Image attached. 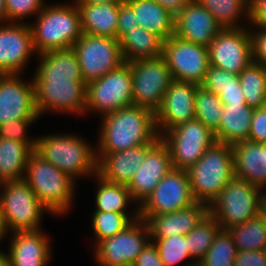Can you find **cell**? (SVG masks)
<instances>
[{
  "label": "cell",
  "instance_id": "1",
  "mask_svg": "<svg viewBox=\"0 0 266 266\" xmlns=\"http://www.w3.org/2000/svg\"><path fill=\"white\" fill-rule=\"evenodd\" d=\"M39 57L32 79L39 116L48 110L85 113L87 84L73 48L45 51Z\"/></svg>",
  "mask_w": 266,
  "mask_h": 266
},
{
  "label": "cell",
  "instance_id": "2",
  "mask_svg": "<svg viewBox=\"0 0 266 266\" xmlns=\"http://www.w3.org/2000/svg\"><path fill=\"white\" fill-rule=\"evenodd\" d=\"M96 158L143 144H155L160 136L155 126V113L132 105L103 115ZM99 154V155H98Z\"/></svg>",
  "mask_w": 266,
  "mask_h": 266
},
{
  "label": "cell",
  "instance_id": "3",
  "mask_svg": "<svg viewBox=\"0 0 266 266\" xmlns=\"http://www.w3.org/2000/svg\"><path fill=\"white\" fill-rule=\"evenodd\" d=\"M30 24L35 52L69 49L82 36L80 12L74 5L44 6Z\"/></svg>",
  "mask_w": 266,
  "mask_h": 266
},
{
  "label": "cell",
  "instance_id": "4",
  "mask_svg": "<svg viewBox=\"0 0 266 266\" xmlns=\"http://www.w3.org/2000/svg\"><path fill=\"white\" fill-rule=\"evenodd\" d=\"M24 180L51 214H63L71 207L75 182L35 150L29 155Z\"/></svg>",
  "mask_w": 266,
  "mask_h": 266
},
{
  "label": "cell",
  "instance_id": "5",
  "mask_svg": "<svg viewBox=\"0 0 266 266\" xmlns=\"http://www.w3.org/2000/svg\"><path fill=\"white\" fill-rule=\"evenodd\" d=\"M187 174L195 201L209 206L234 176L232 145L215 142Z\"/></svg>",
  "mask_w": 266,
  "mask_h": 266
},
{
  "label": "cell",
  "instance_id": "6",
  "mask_svg": "<svg viewBox=\"0 0 266 266\" xmlns=\"http://www.w3.org/2000/svg\"><path fill=\"white\" fill-rule=\"evenodd\" d=\"M35 151L73 180L98 173L97 150L75 135L38 137Z\"/></svg>",
  "mask_w": 266,
  "mask_h": 266
},
{
  "label": "cell",
  "instance_id": "7",
  "mask_svg": "<svg viewBox=\"0 0 266 266\" xmlns=\"http://www.w3.org/2000/svg\"><path fill=\"white\" fill-rule=\"evenodd\" d=\"M262 189L235 176L208 206L209 214L224 230L259 215Z\"/></svg>",
  "mask_w": 266,
  "mask_h": 266
},
{
  "label": "cell",
  "instance_id": "8",
  "mask_svg": "<svg viewBox=\"0 0 266 266\" xmlns=\"http://www.w3.org/2000/svg\"><path fill=\"white\" fill-rule=\"evenodd\" d=\"M0 208L7 230L26 232L40 230L42 213L47 209L24 179L0 183ZM44 210V211H43Z\"/></svg>",
  "mask_w": 266,
  "mask_h": 266
},
{
  "label": "cell",
  "instance_id": "9",
  "mask_svg": "<svg viewBox=\"0 0 266 266\" xmlns=\"http://www.w3.org/2000/svg\"><path fill=\"white\" fill-rule=\"evenodd\" d=\"M161 140L168 146L172 167L188 170L215 142L214 133L196 118L164 132Z\"/></svg>",
  "mask_w": 266,
  "mask_h": 266
},
{
  "label": "cell",
  "instance_id": "10",
  "mask_svg": "<svg viewBox=\"0 0 266 266\" xmlns=\"http://www.w3.org/2000/svg\"><path fill=\"white\" fill-rule=\"evenodd\" d=\"M133 105L132 72L128 62L87 84L86 110L103 115Z\"/></svg>",
  "mask_w": 266,
  "mask_h": 266
},
{
  "label": "cell",
  "instance_id": "11",
  "mask_svg": "<svg viewBox=\"0 0 266 266\" xmlns=\"http://www.w3.org/2000/svg\"><path fill=\"white\" fill-rule=\"evenodd\" d=\"M128 63L132 72L133 105L151 109L155 113L174 80L170 68L162 56Z\"/></svg>",
  "mask_w": 266,
  "mask_h": 266
},
{
  "label": "cell",
  "instance_id": "12",
  "mask_svg": "<svg viewBox=\"0 0 266 266\" xmlns=\"http://www.w3.org/2000/svg\"><path fill=\"white\" fill-rule=\"evenodd\" d=\"M72 48L86 84L125 63L119 40L111 37L83 33Z\"/></svg>",
  "mask_w": 266,
  "mask_h": 266
},
{
  "label": "cell",
  "instance_id": "13",
  "mask_svg": "<svg viewBox=\"0 0 266 266\" xmlns=\"http://www.w3.org/2000/svg\"><path fill=\"white\" fill-rule=\"evenodd\" d=\"M162 57L173 79L200 85L208 67V47L183 40L176 35L163 42Z\"/></svg>",
  "mask_w": 266,
  "mask_h": 266
},
{
  "label": "cell",
  "instance_id": "14",
  "mask_svg": "<svg viewBox=\"0 0 266 266\" xmlns=\"http://www.w3.org/2000/svg\"><path fill=\"white\" fill-rule=\"evenodd\" d=\"M149 239L145 220L138 218L117 235L98 242L96 262L100 266H132Z\"/></svg>",
  "mask_w": 266,
  "mask_h": 266
},
{
  "label": "cell",
  "instance_id": "15",
  "mask_svg": "<svg viewBox=\"0 0 266 266\" xmlns=\"http://www.w3.org/2000/svg\"><path fill=\"white\" fill-rule=\"evenodd\" d=\"M195 202L187 170L173 168L160 180L137 210L139 218L145 220L149 215L172 213Z\"/></svg>",
  "mask_w": 266,
  "mask_h": 266
},
{
  "label": "cell",
  "instance_id": "16",
  "mask_svg": "<svg viewBox=\"0 0 266 266\" xmlns=\"http://www.w3.org/2000/svg\"><path fill=\"white\" fill-rule=\"evenodd\" d=\"M210 65L239 75L253 62L251 32L223 28L208 46Z\"/></svg>",
  "mask_w": 266,
  "mask_h": 266
},
{
  "label": "cell",
  "instance_id": "17",
  "mask_svg": "<svg viewBox=\"0 0 266 266\" xmlns=\"http://www.w3.org/2000/svg\"><path fill=\"white\" fill-rule=\"evenodd\" d=\"M199 86L176 80L170 83L160 107L155 112V126L159 136L195 119V93Z\"/></svg>",
  "mask_w": 266,
  "mask_h": 266
},
{
  "label": "cell",
  "instance_id": "18",
  "mask_svg": "<svg viewBox=\"0 0 266 266\" xmlns=\"http://www.w3.org/2000/svg\"><path fill=\"white\" fill-rule=\"evenodd\" d=\"M32 52L35 50L28 23L0 24V75L21 74Z\"/></svg>",
  "mask_w": 266,
  "mask_h": 266
},
{
  "label": "cell",
  "instance_id": "19",
  "mask_svg": "<svg viewBox=\"0 0 266 266\" xmlns=\"http://www.w3.org/2000/svg\"><path fill=\"white\" fill-rule=\"evenodd\" d=\"M25 82L18 74L0 75V126L6 121L39 118L33 81Z\"/></svg>",
  "mask_w": 266,
  "mask_h": 266
},
{
  "label": "cell",
  "instance_id": "20",
  "mask_svg": "<svg viewBox=\"0 0 266 266\" xmlns=\"http://www.w3.org/2000/svg\"><path fill=\"white\" fill-rule=\"evenodd\" d=\"M172 161L168 146L161 138L147 151L142 166L135 172L127 185L134 201L139 206L146 201L160 180L171 170Z\"/></svg>",
  "mask_w": 266,
  "mask_h": 266
},
{
  "label": "cell",
  "instance_id": "21",
  "mask_svg": "<svg viewBox=\"0 0 266 266\" xmlns=\"http://www.w3.org/2000/svg\"><path fill=\"white\" fill-rule=\"evenodd\" d=\"M223 27L197 0H190L175 16L174 35L208 47Z\"/></svg>",
  "mask_w": 266,
  "mask_h": 266
},
{
  "label": "cell",
  "instance_id": "22",
  "mask_svg": "<svg viewBox=\"0 0 266 266\" xmlns=\"http://www.w3.org/2000/svg\"><path fill=\"white\" fill-rule=\"evenodd\" d=\"M9 253L3 254L4 266H46L50 259L49 239L41 230L14 232Z\"/></svg>",
  "mask_w": 266,
  "mask_h": 266
},
{
  "label": "cell",
  "instance_id": "23",
  "mask_svg": "<svg viewBox=\"0 0 266 266\" xmlns=\"http://www.w3.org/2000/svg\"><path fill=\"white\" fill-rule=\"evenodd\" d=\"M208 205L200 202L178 211L160 215H149L145 222L151 239L188 235L208 214Z\"/></svg>",
  "mask_w": 266,
  "mask_h": 266
},
{
  "label": "cell",
  "instance_id": "24",
  "mask_svg": "<svg viewBox=\"0 0 266 266\" xmlns=\"http://www.w3.org/2000/svg\"><path fill=\"white\" fill-rule=\"evenodd\" d=\"M234 176L262 189L266 187V143L250 140L232 144Z\"/></svg>",
  "mask_w": 266,
  "mask_h": 266
},
{
  "label": "cell",
  "instance_id": "25",
  "mask_svg": "<svg viewBox=\"0 0 266 266\" xmlns=\"http://www.w3.org/2000/svg\"><path fill=\"white\" fill-rule=\"evenodd\" d=\"M154 144H143L123 151L107 153L98 162V174L111 183L128 185L142 166L147 151Z\"/></svg>",
  "mask_w": 266,
  "mask_h": 266
},
{
  "label": "cell",
  "instance_id": "26",
  "mask_svg": "<svg viewBox=\"0 0 266 266\" xmlns=\"http://www.w3.org/2000/svg\"><path fill=\"white\" fill-rule=\"evenodd\" d=\"M119 4L120 2L76 4L80 12L82 32L117 39Z\"/></svg>",
  "mask_w": 266,
  "mask_h": 266
},
{
  "label": "cell",
  "instance_id": "27",
  "mask_svg": "<svg viewBox=\"0 0 266 266\" xmlns=\"http://www.w3.org/2000/svg\"><path fill=\"white\" fill-rule=\"evenodd\" d=\"M253 111L247 103H223L219 128L214 132L216 142L232 145L249 140Z\"/></svg>",
  "mask_w": 266,
  "mask_h": 266
},
{
  "label": "cell",
  "instance_id": "28",
  "mask_svg": "<svg viewBox=\"0 0 266 266\" xmlns=\"http://www.w3.org/2000/svg\"><path fill=\"white\" fill-rule=\"evenodd\" d=\"M133 9L139 27L154 33L163 41L174 35L175 16L154 0H125Z\"/></svg>",
  "mask_w": 266,
  "mask_h": 266
},
{
  "label": "cell",
  "instance_id": "29",
  "mask_svg": "<svg viewBox=\"0 0 266 266\" xmlns=\"http://www.w3.org/2000/svg\"><path fill=\"white\" fill-rule=\"evenodd\" d=\"M118 40L125 62L162 56L164 41L139 26L123 34Z\"/></svg>",
  "mask_w": 266,
  "mask_h": 266
},
{
  "label": "cell",
  "instance_id": "30",
  "mask_svg": "<svg viewBox=\"0 0 266 266\" xmlns=\"http://www.w3.org/2000/svg\"><path fill=\"white\" fill-rule=\"evenodd\" d=\"M33 151L26 142L0 138V183L24 179Z\"/></svg>",
  "mask_w": 266,
  "mask_h": 266
},
{
  "label": "cell",
  "instance_id": "31",
  "mask_svg": "<svg viewBox=\"0 0 266 266\" xmlns=\"http://www.w3.org/2000/svg\"><path fill=\"white\" fill-rule=\"evenodd\" d=\"M237 251L264 250L266 247V222L260 215L227 229Z\"/></svg>",
  "mask_w": 266,
  "mask_h": 266
},
{
  "label": "cell",
  "instance_id": "32",
  "mask_svg": "<svg viewBox=\"0 0 266 266\" xmlns=\"http://www.w3.org/2000/svg\"><path fill=\"white\" fill-rule=\"evenodd\" d=\"M98 183V190L96 194L95 211L100 212H115L127 215L126 205L133 201L127 185L111 183L101 177L98 173L94 175Z\"/></svg>",
  "mask_w": 266,
  "mask_h": 266
},
{
  "label": "cell",
  "instance_id": "33",
  "mask_svg": "<svg viewBox=\"0 0 266 266\" xmlns=\"http://www.w3.org/2000/svg\"><path fill=\"white\" fill-rule=\"evenodd\" d=\"M240 86L249 107L266 106L265 67L252 62L240 74Z\"/></svg>",
  "mask_w": 266,
  "mask_h": 266
},
{
  "label": "cell",
  "instance_id": "34",
  "mask_svg": "<svg viewBox=\"0 0 266 266\" xmlns=\"http://www.w3.org/2000/svg\"><path fill=\"white\" fill-rule=\"evenodd\" d=\"M222 228L209 213L188 234V251L190 256L199 263L209 251L214 238ZM197 259V260H196Z\"/></svg>",
  "mask_w": 266,
  "mask_h": 266
},
{
  "label": "cell",
  "instance_id": "35",
  "mask_svg": "<svg viewBox=\"0 0 266 266\" xmlns=\"http://www.w3.org/2000/svg\"><path fill=\"white\" fill-rule=\"evenodd\" d=\"M197 1L213 15L223 28H241L237 24L238 18L243 14L248 16V0Z\"/></svg>",
  "mask_w": 266,
  "mask_h": 266
},
{
  "label": "cell",
  "instance_id": "36",
  "mask_svg": "<svg viewBox=\"0 0 266 266\" xmlns=\"http://www.w3.org/2000/svg\"><path fill=\"white\" fill-rule=\"evenodd\" d=\"M195 118L213 133L219 128L223 103L219 96L199 86L195 93Z\"/></svg>",
  "mask_w": 266,
  "mask_h": 266
},
{
  "label": "cell",
  "instance_id": "37",
  "mask_svg": "<svg viewBox=\"0 0 266 266\" xmlns=\"http://www.w3.org/2000/svg\"><path fill=\"white\" fill-rule=\"evenodd\" d=\"M134 214L133 218H130L129 214L95 211L92 217V226L96 242L113 237L123 231L129 224L139 218V211L136 210Z\"/></svg>",
  "mask_w": 266,
  "mask_h": 266
},
{
  "label": "cell",
  "instance_id": "38",
  "mask_svg": "<svg viewBox=\"0 0 266 266\" xmlns=\"http://www.w3.org/2000/svg\"><path fill=\"white\" fill-rule=\"evenodd\" d=\"M237 248L228 230L221 229L209 251L198 263L200 266H234Z\"/></svg>",
  "mask_w": 266,
  "mask_h": 266
},
{
  "label": "cell",
  "instance_id": "39",
  "mask_svg": "<svg viewBox=\"0 0 266 266\" xmlns=\"http://www.w3.org/2000/svg\"><path fill=\"white\" fill-rule=\"evenodd\" d=\"M164 266H177L184 259H190L188 251V235H173L167 238L152 239ZM189 264V265H188ZM197 263H187L181 266H194Z\"/></svg>",
  "mask_w": 266,
  "mask_h": 266
},
{
  "label": "cell",
  "instance_id": "40",
  "mask_svg": "<svg viewBox=\"0 0 266 266\" xmlns=\"http://www.w3.org/2000/svg\"><path fill=\"white\" fill-rule=\"evenodd\" d=\"M235 84H240L239 75L210 65L200 86L209 92L219 95L224 87Z\"/></svg>",
  "mask_w": 266,
  "mask_h": 266
},
{
  "label": "cell",
  "instance_id": "41",
  "mask_svg": "<svg viewBox=\"0 0 266 266\" xmlns=\"http://www.w3.org/2000/svg\"><path fill=\"white\" fill-rule=\"evenodd\" d=\"M44 7L43 0H5L8 22H15L30 16L38 15Z\"/></svg>",
  "mask_w": 266,
  "mask_h": 266
},
{
  "label": "cell",
  "instance_id": "42",
  "mask_svg": "<svg viewBox=\"0 0 266 266\" xmlns=\"http://www.w3.org/2000/svg\"><path fill=\"white\" fill-rule=\"evenodd\" d=\"M36 119H18L6 121L0 126V138L26 142L33 150L36 147V139H28L26 129Z\"/></svg>",
  "mask_w": 266,
  "mask_h": 266
},
{
  "label": "cell",
  "instance_id": "43",
  "mask_svg": "<svg viewBox=\"0 0 266 266\" xmlns=\"http://www.w3.org/2000/svg\"><path fill=\"white\" fill-rule=\"evenodd\" d=\"M249 140L261 144L266 143V106L254 109Z\"/></svg>",
  "mask_w": 266,
  "mask_h": 266
},
{
  "label": "cell",
  "instance_id": "44",
  "mask_svg": "<svg viewBox=\"0 0 266 266\" xmlns=\"http://www.w3.org/2000/svg\"><path fill=\"white\" fill-rule=\"evenodd\" d=\"M139 26L133 9L124 1L119 4L117 39Z\"/></svg>",
  "mask_w": 266,
  "mask_h": 266
},
{
  "label": "cell",
  "instance_id": "45",
  "mask_svg": "<svg viewBox=\"0 0 266 266\" xmlns=\"http://www.w3.org/2000/svg\"><path fill=\"white\" fill-rule=\"evenodd\" d=\"M256 32H251L253 62L266 67V27Z\"/></svg>",
  "mask_w": 266,
  "mask_h": 266
},
{
  "label": "cell",
  "instance_id": "46",
  "mask_svg": "<svg viewBox=\"0 0 266 266\" xmlns=\"http://www.w3.org/2000/svg\"><path fill=\"white\" fill-rule=\"evenodd\" d=\"M234 266H266L264 250L237 251Z\"/></svg>",
  "mask_w": 266,
  "mask_h": 266
},
{
  "label": "cell",
  "instance_id": "47",
  "mask_svg": "<svg viewBox=\"0 0 266 266\" xmlns=\"http://www.w3.org/2000/svg\"><path fill=\"white\" fill-rule=\"evenodd\" d=\"M256 27H266V0H248V16Z\"/></svg>",
  "mask_w": 266,
  "mask_h": 266
},
{
  "label": "cell",
  "instance_id": "48",
  "mask_svg": "<svg viewBox=\"0 0 266 266\" xmlns=\"http://www.w3.org/2000/svg\"><path fill=\"white\" fill-rule=\"evenodd\" d=\"M132 266H164L153 241L146 244Z\"/></svg>",
  "mask_w": 266,
  "mask_h": 266
},
{
  "label": "cell",
  "instance_id": "49",
  "mask_svg": "<svg viewBox=\"0 0 266 266\" xmlns=\"http://www.w3.org/2000/svg\"><path fill=\"white\" fill-rule=\"evenodd\" d=\"M218 96L222 103H246L240 84L228 85L227 87H224Z\"/></svg>",
  "mask_w": 266,
  "mask_h": 266
},
{
  "label": "cell",
  "instance_id": "50",
  "mask_svg": "<svg viewBox=\"0 0 266 266\" xmlns=\"http://www.w3.org/2000/svg\"><path fill=\"white\" fill-rule=\"evenodd\" d=\"M173 16L179 14L190 0H154Z\"/></svg>",
  "mask_w": 266,
  "mask_h": 266
},
{
  "label": "cell",
  "instance_id": "51",
  "mask_svg": "<svg viewBox=\"0 0 266 266\" xmlns=\"http://www.w3.org/2000/svg\"><path fill=\"white\" fill-rule=\"evenodd\" d=\"M125 0H75V4H102L107 2H120L123 3Z\"/></svg>",
  "mask_w": 266,
  "mask_h": 266
},
{
  "label": "cell",
  "instance_id": "52",
  "mask_svg": "<svg viewBox=\"0 0 266 266\" xmlns=\"http://www.w3.org/2000/svg\"><path fill=\"white\" fill-rule=\"evenodd\" d=\"M265 193L266 192L263 193V191L261 193L259 215L266 222V194Z\"/></svg>",
  "mask_w": 266,
  "mask_h": 266
},
{
  "label": "cell",
  "instance_id": "53",
  "mask_svg": "<svg viewBox=\"0 0 266 266\" xmlns=\"http://www.w3.org/2000/svg\"><path fill=\"white\" fill-rule=\"evenodd\" d=\"M7 228H6V225H5V221L3 219V213L1 211V208H0V240H2V238L4 239L5 237V234L7 233ZM4 252L0 251V259L2 258Z\"/></svg>",
  "mask_w": 266,
  "mask_h": 266
},
{
  "label": "cell",
  "instance_id": "54",
  "mask_svg": "<svg viewBox=\"0 0 266 266\" xmlns=\"http://www.w3.org/2000/svg\"><path fill=\"white\" fill-rule=\"evenodd\" d=\"M6 21L7 24V16H6V8H5V0H0V24L1 21Z\"/></svg>",
  "mask_w": 266,
  "mask_h": 266
},
{
  "label": "cell",
  "instance_id": "55",
  "mask_svg": "<svg viewBox=\"0 0 266 266\" xmlns=\"http://www.w3.org/2000/svg\"><path fill=\"white\" fill-rule=\"evenodd\" d=\"M0 266H4L2 260L0 259Z\"/></svg>",
  "mask_w": 266,
  "mask_h": 266
}]
</instances>
